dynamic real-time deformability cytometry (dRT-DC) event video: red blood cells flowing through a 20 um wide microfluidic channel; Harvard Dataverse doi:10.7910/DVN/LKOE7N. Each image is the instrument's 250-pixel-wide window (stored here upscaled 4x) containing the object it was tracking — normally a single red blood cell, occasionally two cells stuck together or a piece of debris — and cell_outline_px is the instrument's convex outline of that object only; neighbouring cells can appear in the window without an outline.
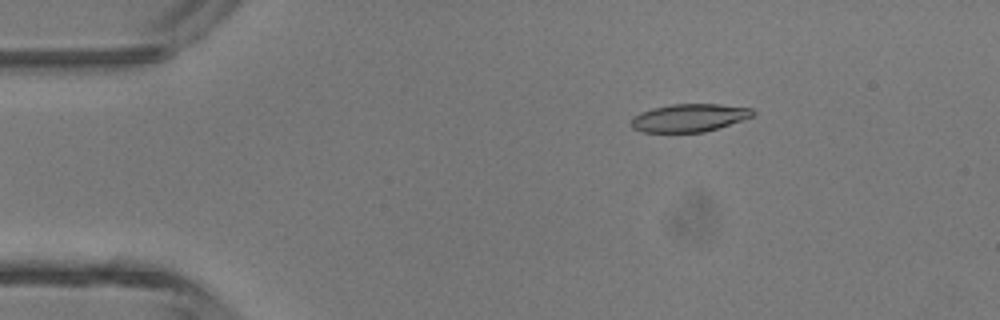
{"species": "common noctule bat (a hibernating species)", "species_latin": "Nyctalus noctula", "temperature_condition": "room temperature", "stored_images_in_passage": 2, "camera_frame_rate_fps": 3000, "um_per_image_px": 0.085, "animal": {"sex": "male", "body_mass_g": 13.3}, "frame": {"image": 1, "passage_image": 1, "time_ms": 0.0, "image_size_px": [1000, 320], "cell_outline_px": [[756, 112], [752, 116], [704, 132], [644, 132], [632, 128], [632, 120], [640, 112], [652, 108], [672, 104], [720, 104], [752, 108]], "centroid_in_image_um": [58.58, 10.0], "position_along_channel_um": 26.4, "area_um2": 19.48}}